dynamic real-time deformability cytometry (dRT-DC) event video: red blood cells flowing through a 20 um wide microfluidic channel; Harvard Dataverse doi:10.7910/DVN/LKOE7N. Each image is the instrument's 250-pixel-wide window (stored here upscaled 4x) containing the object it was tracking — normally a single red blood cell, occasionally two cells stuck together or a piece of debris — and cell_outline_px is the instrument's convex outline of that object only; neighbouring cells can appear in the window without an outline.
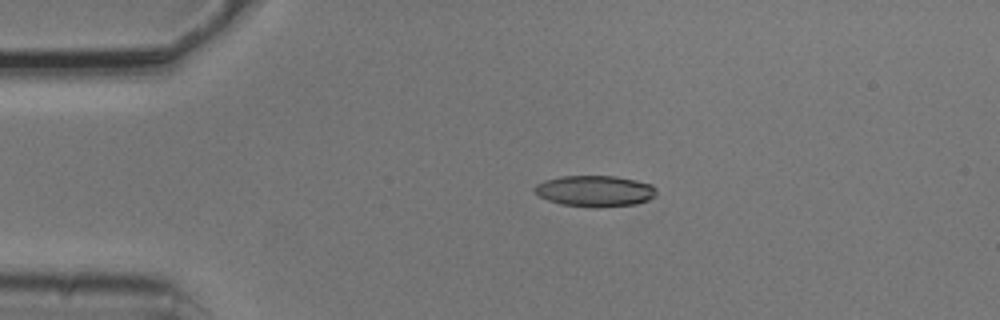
{"species": "common noctule bat (a hibernating species)", "species_latin": "Nyctalus noctula", "temperature_condition": "cold", "stored_images_in_passage": 4, "camera_frame_rate_fps": 3000, "um_per_image_px": 0.085, "animal": {"sex": "male", "body_mass_g": 20.5, "forearm_length_mm": 52.5}, "frame": {"image": 1, "passage_image": 3, "time_ms": 0.667, "image_size_px": [1000, 320], "cell_outline_px": [[656, 196], [648, 200], [636, 204], [596, 208], [592, 208], [560, 204], [548, 200], [540, 196], [532, 188], [536, 184], [544, 180], [560, 176], [616, 176], [636, 180], [652, 184], [656, 188]], "centroid_in_image_um": [50.58, 16.24], "position_along_channel_um": 34.4, "area_um2": 22.37}}